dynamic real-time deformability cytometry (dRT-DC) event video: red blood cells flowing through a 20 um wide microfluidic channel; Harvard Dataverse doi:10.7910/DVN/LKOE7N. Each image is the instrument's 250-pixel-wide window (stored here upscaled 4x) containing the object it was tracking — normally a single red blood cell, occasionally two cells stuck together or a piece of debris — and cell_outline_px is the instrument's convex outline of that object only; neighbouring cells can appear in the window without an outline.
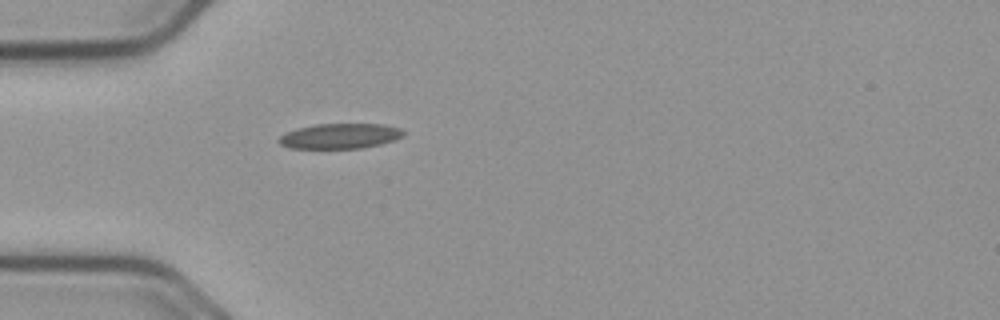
{"species": "common noctule bat (a hibernating species)", "species_latin": "Nyctalus noctula", "temperature_condition": "cold", "stored_images_in_passage": 40, "camera_frame_rate_fps": 3000, "um_per_image_px": 0.085, "animal": {"sex": "male", "body_mass_g": 23.1, "forearm_length_mm": 52.7}, "frame": {"image": 1, "passage_image": 1, "time_ms": 0.0, "image_size_px": [1000, 320], "cell_outline_px": [[404, 136], [396, 140], [380, 144], [360, 148], [288, 148], [280, 144], [276, 140], [280, 136], [296, 128], [316, 124], [384, 124], [400, 128], [404, 132]], "centroid_in_image_um": [28.9, 11.56], "position_along_channel_um": 56.1, "area_um2": 18.32}}
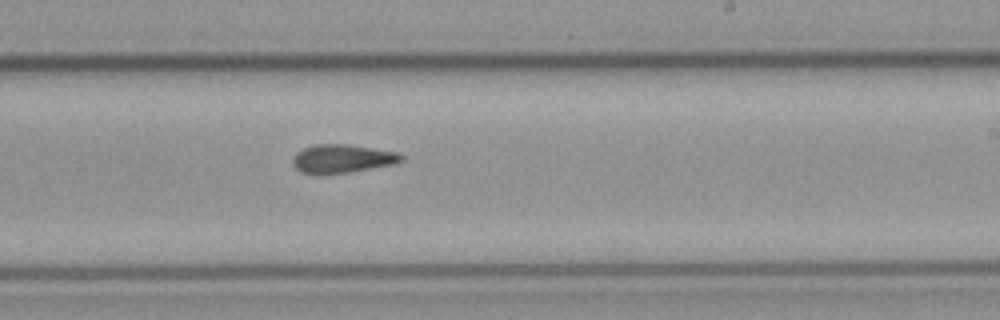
{"frame": {"image": 2, "passage_image": 18, "time_ms": 5.667, "image_size_px": [1000, 320], "cell_outline_px": [[404, 160], [396, 164], [348, 172], [320, 176], [300, 172], [292, 164], [292, 160], [296, 152], [312, 144], [344, 144], [400, 152], [404, 156]], "centroid_in_image_um": [29.08, 13.5], "position_along_channel_um": 259.9, "area_um2": 18.44}}
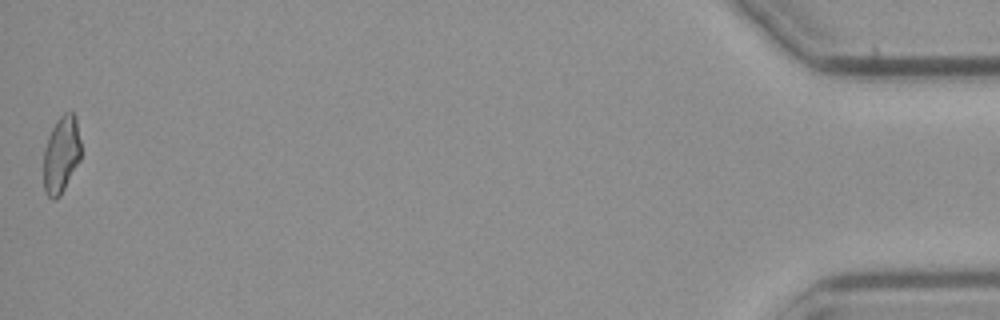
{"frame": {"image": 3, "passage_image": 40, "time_ms": 13.0, "image_size_px": [1000, 320], "cell_outline_px": [[80, 160], [60, 196], [56, 200], [52, 200], [44, 192], [44, 148], [48, 136], [56, 120], [64, 112], [72, 112], [76, 116], [80, 140]], "centroid_in_image_um": [5.2, 13.14], "position_along_channel_um": 430.0, "area_um2": 16.88}, "authors_computed_cell_mechanics": {"area_um2": 17.6868, "velocity_mm_per_s": 3.6802, "shape_relaxation_time_tau1_ms": null, "shape_relaxation_time_tau2_ms": 4.753, "deformation_change_tau1": null, "deformation_change_tau2": 0.1192}}